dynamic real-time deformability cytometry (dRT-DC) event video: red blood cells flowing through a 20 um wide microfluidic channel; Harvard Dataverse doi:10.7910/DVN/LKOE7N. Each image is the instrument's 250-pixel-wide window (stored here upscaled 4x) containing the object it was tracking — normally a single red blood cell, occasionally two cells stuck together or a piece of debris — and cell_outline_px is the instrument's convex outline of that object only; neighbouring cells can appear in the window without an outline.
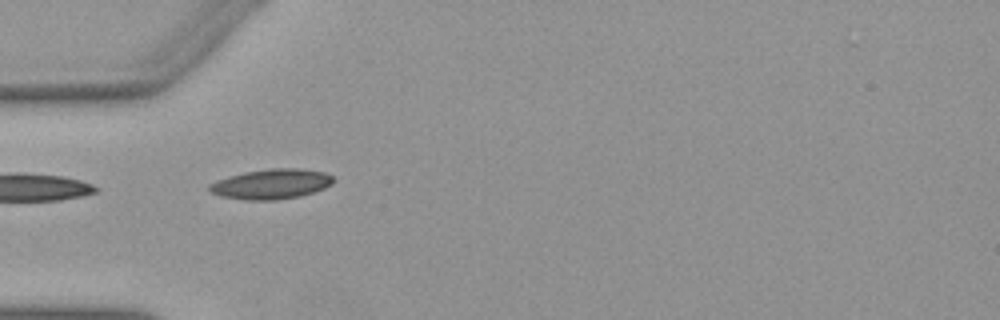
{"species": "Egyptian fruit bat (a non-hibernating species)", "species_latin": "Rousettus aegyptiacus", "temperature_condition": "warm", "stored_images_in_passage": 30, "camera_frame_rate_fps": 3000, "um_per_image_px": 0.085, "animal": {"sex": "female"}, "frame": {"image": 1, "passage_image": 1, "time_ms": 0.0, "image_size_px": [1000, 320], "cell_outline_px": [[336, 180], [332, 184], [324, 188], [300, 196], [276, 200], [244, 200], [220, 196], [212, 192], [208, 188], [208, 184], [216, 180], [244, 172], [268, 168], [300, 168], [324, 172], [332, 176]], "centroid_in_image_um": [23.06, 15.64], "position_along_channel_um": 61.9, "area_um2": 21.79}}
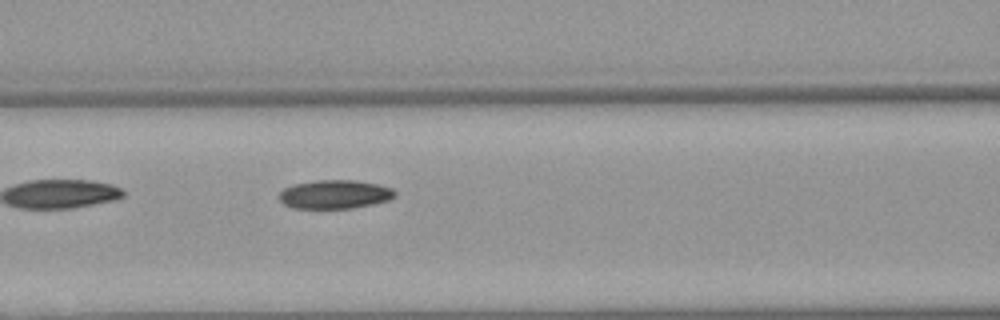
{"frame": {"image": 2, "passage_image": 7, "time_ms": 2.0, "image_size_px": [1000, 320], "cell_outline_px": [[396, 196], [388, 200], [372, 204], [352, 208], [292, 208], [284, 204], [276, 196], [284, 188], [292, 184], [316, 180], [356, 180], [376, 184], [392, 188], [396, 192]], "centroid_in_image_um": [28.42, 16.51], "position_along_channel_um": 138.2, "area_um2": 19.48}}
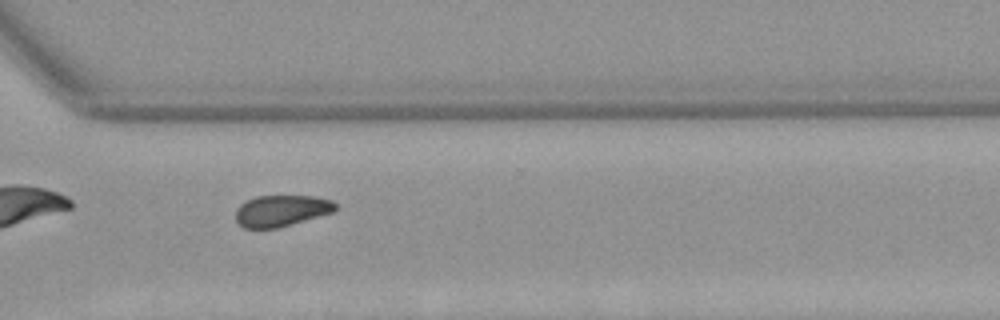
{"frame": {"image": 3, "passage_image": 23, "time_ms": 7.333, "image_size_px": [1000, 320], "cell_outline_px": [[336, 208], [332, 212], [276, 228], [244, 228], [236, 220], [236, 208], [240, 204], [256, 196], [312, 196], [332, 200], [336, 204]], "centroid_in_image_um": [23.89, 17.9], "position_along_channel_um": 346.7, "area_um2": 17.92}, "authors_computed_cell_mechanics": {"area_um2": 19.3919, "velocity_mm_per_s": 3.9248, "shape_relaxation_time_tau1_ms": null, "shape_relaxation_time_tau2_ms": 5.3461, "deformation_change_tau1": null, "deformation_change_tau2": 0.0892}}